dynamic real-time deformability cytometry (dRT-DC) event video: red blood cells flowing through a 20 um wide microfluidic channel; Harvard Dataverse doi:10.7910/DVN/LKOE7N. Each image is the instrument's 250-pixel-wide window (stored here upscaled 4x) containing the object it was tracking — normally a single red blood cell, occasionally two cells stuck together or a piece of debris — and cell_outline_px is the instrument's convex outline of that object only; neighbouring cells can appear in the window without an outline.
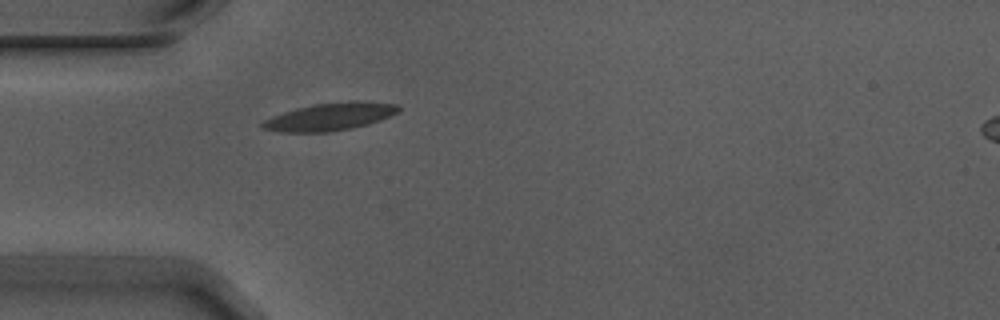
{"species": "Egyptian fruit bat (a non-hibernating species)", "species_latin": "Rousettus aegyptiacus", "temperature_condition": "warm", "stored_images_in_passage": 2, "camera_frame_rate_fps": 3000, "um_per_image_px": 0.085, "animal": {"sex": "male"}, "frame": {"image": 1, "passage_image": 1, "time_ms": 0.0, "image_size_px": [1000, 320], "cell_outline_px": [[400, 112], [380, 120], [368, 124], [352, 128], [328, 132], [280, 132], [264, 128], [260, 124], [264, 120], [272, 116], [296, 108], [312, 104], [348, 100], [368, 100], [396, 104], [400, 108]], "centroid_in_image_um": [28.1, 9.89], "position_along_channel_um": 56.9, "area_um2": 22.2}}